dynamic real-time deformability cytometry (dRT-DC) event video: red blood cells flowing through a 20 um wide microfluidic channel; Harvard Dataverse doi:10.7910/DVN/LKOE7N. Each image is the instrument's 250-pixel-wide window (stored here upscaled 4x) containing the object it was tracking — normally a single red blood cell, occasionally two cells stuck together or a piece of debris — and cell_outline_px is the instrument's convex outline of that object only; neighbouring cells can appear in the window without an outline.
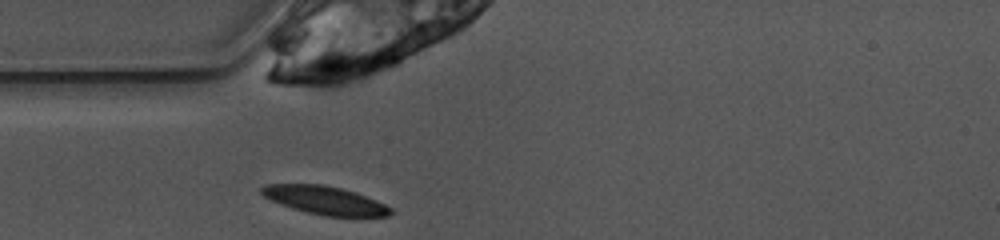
{"species": "common noctule bat (a hibernating species)", "species_latin": "Nyctalus noctula", "temperature_condition": "warm", "stored_images_in_passage": 28, "camera_frame_rate_fps": 3000, "um_per_image_px": 0.085, "animal": {"sex": "female", "body_mass_g": 10.0, "forearm_length_mm": 53.1}, "frame": {"image": 1, "passage_image": 1, "time_ms": 0.0, "image_size_px": [1000, 240], "cell_outline_px": [[392, 212], [388, 216], [324, 216], [292, 208], [280, 204], [264, 196], [260, 192], [260, 188], [264, 184], [320, 184], [340, 188], [356, 192], [376, 200], [392, 208]], "centroid_in_image_um": [27.6, 17.02], "position_along_channel_um": 57.4, "area_um2": 21.1}}
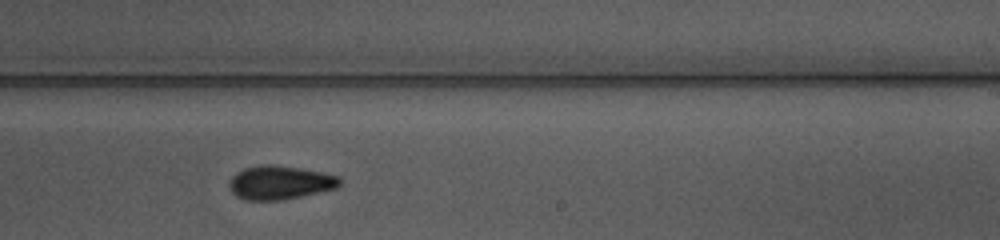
{"frame": {"image": 2, "passage_image": 17, "time_ms": 5.333, "image_size_px": [1000, 240], "cell_outline_px": [[340, 184], [336, 188], [284, 200], [244, 200], [236, 196], [232, 192], [228, 184], [232, 176], [236, 172], [244, 168], [260, 164], [268, 164], [300, 168], [340, 176]], "centroid_in_image_um": [23.76, 15.52], "position_along_channel_um": 265.2, "area_um2": 21.73}}
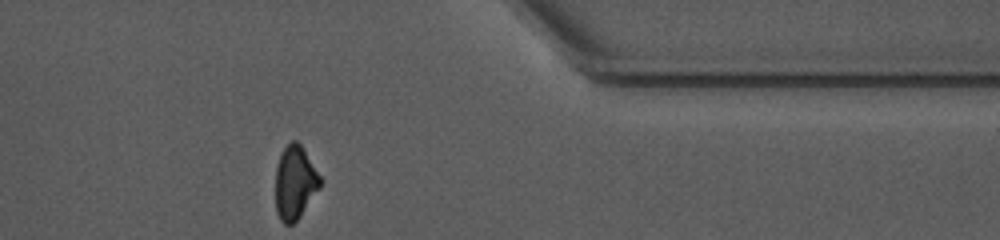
{"frame": {"image": 3, "passage_image": 28, "time_ms": 9.0, "image_size_px": [1000, 240], "cell_outline_px": [[324, 180], [320, 188], [296, 220], [292, 224], [284, 224], [280, 220], [276, 212], [276, 168], [280, 156], [284, 148], [292, 140], [296, 140], [300, 144]], "centroid_in_image_um": [25.09, 15.51], "position_along_channel_um": 386.3, "area_um2": 19.07}, "authors_computed_cell_mechanics": {"area_um2": 21.1837, "velocity_mm_per_s": 3.8936, "shape_relaxation_time_tau1_ms": 4.029, "shape_relaxation_time_tau2_ms": null, "deformation_change_tau1": 0.1376, "deformation_change_tau2": null}}